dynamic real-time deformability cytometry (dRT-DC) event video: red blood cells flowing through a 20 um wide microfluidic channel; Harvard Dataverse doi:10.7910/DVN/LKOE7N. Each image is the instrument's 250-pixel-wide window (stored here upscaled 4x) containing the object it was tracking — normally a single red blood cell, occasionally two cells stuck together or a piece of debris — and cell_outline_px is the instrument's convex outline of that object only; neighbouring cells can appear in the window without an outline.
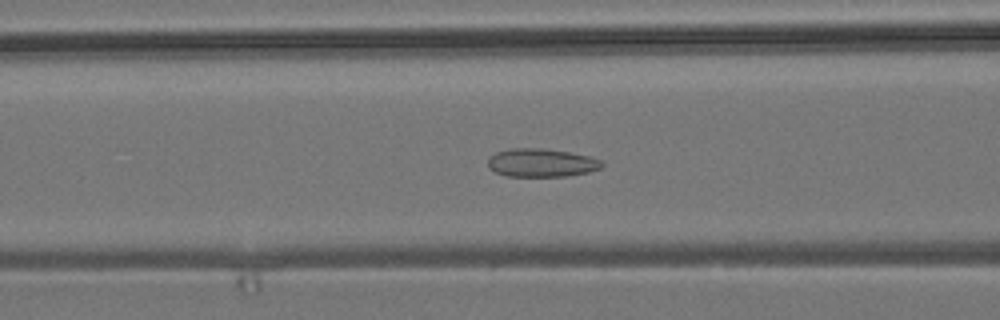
{"species": "common noctule bat (a hibernating species)", "species_latin": "Nyctalus noctula", "temperature_condition": "room temperature", "stored_images_in_passage": 54, "camera_frame_rate_fps": 3000, "um_per_image_px": 0.085, "animal": {"sex": "male", "body_mass_g": 19.2, "forearm_length_mm": 51.8}, "frame": {"image": 1, "passage_image": 22, "time_ms": 7.0, "image_size_px": [1000, 320], "cell_outline_px": [[604, 164], [600, 168], [588, 172], [568, 176], [508, 176], [496, 172], [488, 168], [488, 156], [496, 152], [508, 148], [544, 148], [568, 152], [588, 156], [600, 160]], "centroid_in_image_um": [45.98, 13.83], "position_along_channel_um": 120.6, "area_um2": 18.84}}
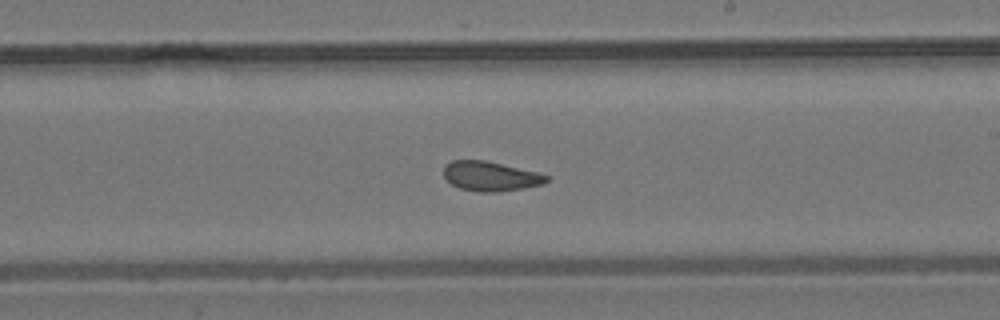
{"frame": {"image": 2, "passage_image": 32, "time_ms": 10.333, "image_size_px": [1000, 320], "cell_outline_px": [[548, 180], [544, 184], [524, 188], [500, 192], [480, 192], [460, 188], [452, 184], [444, 176], [444, 164], [452, 160], [484, 160], [536, 172], [548, 176]], "centroid_in_image_um": [41.67, 14.98], "position_along_channel_um": 247.3, "area_um2": 17.63}}
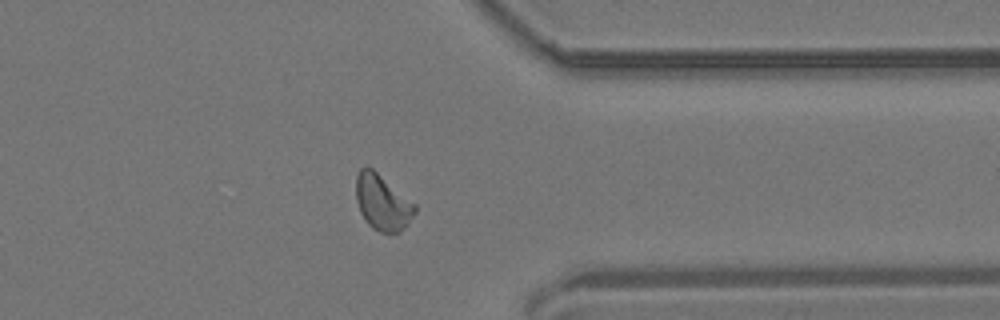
{"frame": {"image": 3, "passage_image": 43, "time_ms": 14.0, "image_size_px": [1000, 320], "cell_outline_px": [[416, 212], [408, 224], [400, 232], [380, 232], [372, 228], [364, 220], [360, 212], [356, 200], [356, 176], [360, 168], [372, 168], [416, 204]], "centroid_in_image_um": [32.51, 17.22], "position_along_channel_um": 378.9, "area_um2": 19.07}, "authors_computed_cell_mechanics": {"area_um2": 18.5538, "velocity_mm_per_s": 3.8026, "shape_relaxation_time_tau1_ms": null, "shape_relaxation_time_tau2_ms": 2.1163, "deformation_change_tau1": null, "deformation_change_tau2": 0.0623}}